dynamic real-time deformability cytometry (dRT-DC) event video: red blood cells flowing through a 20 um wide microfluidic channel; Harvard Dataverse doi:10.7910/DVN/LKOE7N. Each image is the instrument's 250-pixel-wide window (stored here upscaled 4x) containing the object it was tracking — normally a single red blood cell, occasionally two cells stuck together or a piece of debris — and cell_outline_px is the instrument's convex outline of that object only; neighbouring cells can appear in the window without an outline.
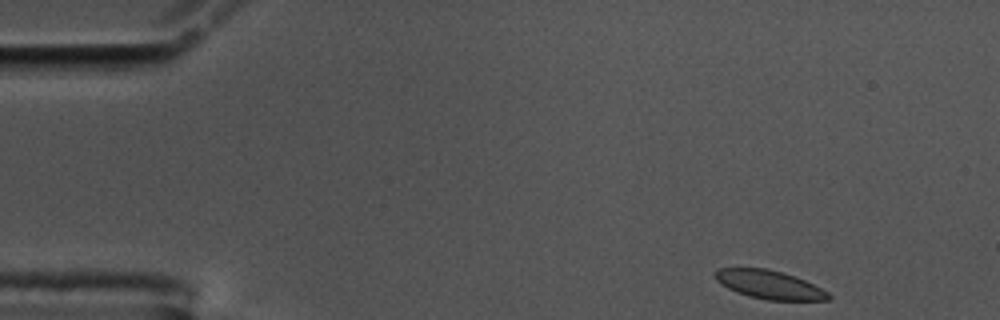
{"species": "common noctule bat (a hibernating species)", "species_latin": "Nyctalus noctula", "temperature_condition": "cold", "stored_images_in_passage": 51, "camera_frame_rate_fps": 3000, "um_per_image_px": 0.085, "animal": {"sex": "male", "body_mass_g": 17.5, "forearm_length_mm": 52.3}, "frame": {"image": 1, "passage_image": 1, "time_ms": 0.0, "image_size_px": [1000, 320], "cell_outline_px": [[832, 296], [828, 300], [768, 300], [748, 296], [736, 292], [720, 284], [716, 280], [712, 272], [720, 268], [768, 268], [784, 272], [804, 280], [828, 292]], "centroid_in_image_um": [65.35, 24.18], "position_along_channel_um": 19.6, "area_um2": 18.9}}
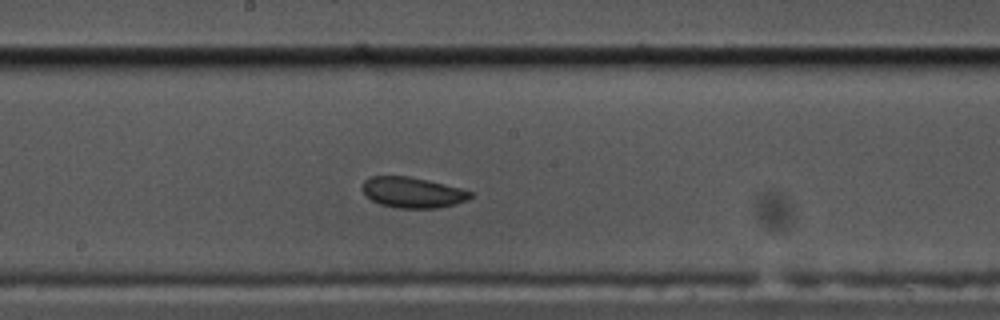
{"frame": {"image": 2, "passage_image": 25, "time_ms": 8.0, "image_size_px": [1000, 320], "cell_outline_px": [[472, 196], [468, 200], [456, 204], [436, 208], [396, 208], [380, 204], [372, 200], [360, 188], [364, 180], [372, 176], [408, 176], [444, 184], [460, 188], [472, 192]], "centroid_in_image_um": [35.06, 16.36], "position_along_channel_um": 213.1, "area_um2": 19.25}}
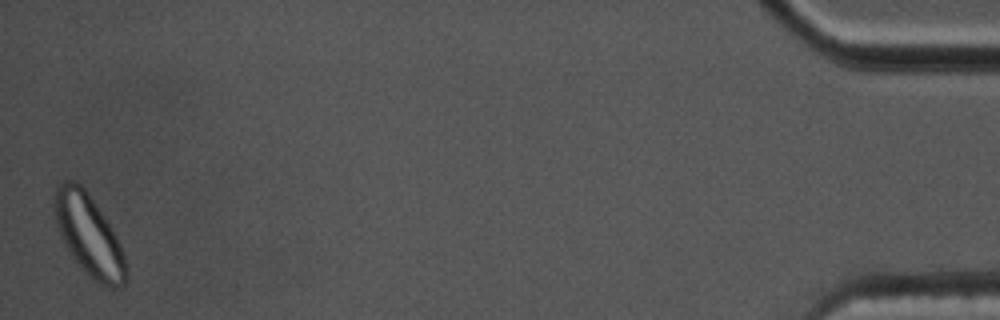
{"frame": {"image": 3, "passage_image": 51, "time_ms": 16.667, "image_size_px": [1000, 320], "cell_outline_px": [[128, 276], [124, 284], [120, 288], [112, 288], [100, 284], [92, 280], [84, 272], [72, 256], [56, 224], [56, 184], [64, 180], [72, 180], [80, 184], [88, 192], [112, 228], [120, 244], [128, 268]], "centroid_in_image_um": [7.61, 20.04], "position_along_channel_um": 427.6, "area_um2": 33.52}, "authors_computed_cell_mechanics": {"area_um2": 19.941, "velocity_mm_per_s": 3.5327, "shape_relaxation_time_tau1_ms": 3.1791, "shape_relaxation_time_tau2_ms": 1.2953, "deformation_change_tau1": 0.0686, "deformation_change_tau2": 0.0598}}